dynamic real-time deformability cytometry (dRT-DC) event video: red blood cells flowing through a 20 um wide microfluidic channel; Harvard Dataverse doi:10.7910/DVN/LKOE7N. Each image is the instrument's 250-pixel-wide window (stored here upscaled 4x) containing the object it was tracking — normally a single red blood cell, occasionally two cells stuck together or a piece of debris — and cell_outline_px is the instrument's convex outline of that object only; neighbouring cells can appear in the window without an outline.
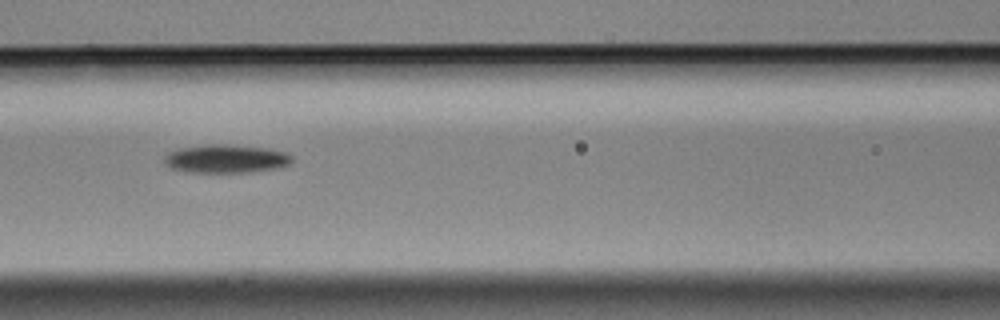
{"species": "Egyptian fruit bat (a non-hibernating species)", "species_latin": "Rousettus aegyptiacus", "temperature_condition": "cold", "stored_images_in_passage": 8, "camera_frame_rate_fps": 3000, "um_per_image_px": 0.085, "animal": {"sex": "male"}, "frame": {"image": 1, "passage_image": 5, "time_ms": 1.333, "image_size_px": [1000, 320], "cell_outline_px": [[292, 164], [280, 168], [256, 172], [188, 172], [172, 168], [164, 164], [164, 156], [168, 152], [180, 148], [204, 144], [228, 144], [268, 148], [288, 152], [292, 156]], "centroid_in_image_um": [19.26, 13.49], "position_along_channel_um": 147.3, "area_um2": 21.56}}
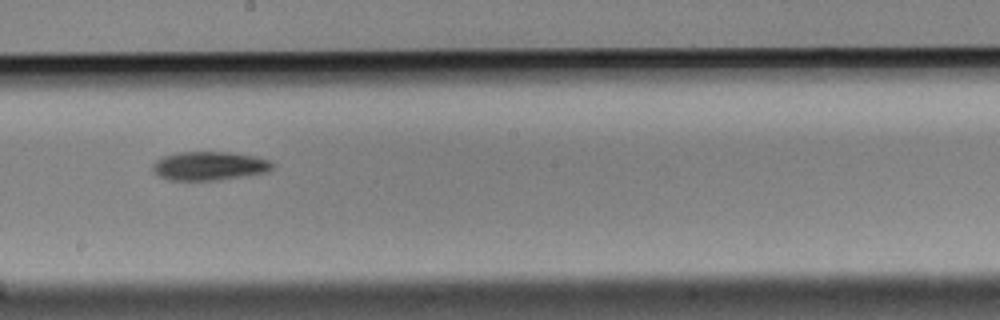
{"frame": {"image": 2, "passage_image": 7, "time_ms": 2.0, "image_size_px": [1000, 320], "cell_outline_px": [[276, 164], [268, 172], [248, 176], [220, 180], [168, 180], [160, 176], [152, 168], [152, 164], [156, 160], [164, 156], [176, 152], [228, 152], [252, 156], [268, 160]], "centroid_in_image_um": [17.81, 14.11], "position_along_channel_um": 230.4, "area_um2": 20.11}}
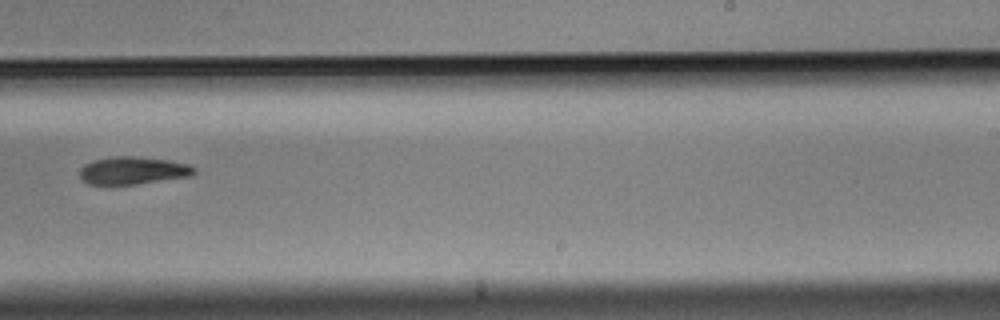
{"frame": {"image": 3, "passage_image": 8, "time_ms": 2.333, "image_size_px": [1000, 320], "cell_outline_px": [[196, 172], [192, 176], [136, 184], [88, 184], [80, 180], [80, 168], [84, 164], [92, 160], [112, 156], [136, 156], [168, 160], [188, 164], [196, 168]], "centroid_in_image_um": [11.28, 14.49], "position_along_channel_um": 277.7, "area_um2": 18.61}}